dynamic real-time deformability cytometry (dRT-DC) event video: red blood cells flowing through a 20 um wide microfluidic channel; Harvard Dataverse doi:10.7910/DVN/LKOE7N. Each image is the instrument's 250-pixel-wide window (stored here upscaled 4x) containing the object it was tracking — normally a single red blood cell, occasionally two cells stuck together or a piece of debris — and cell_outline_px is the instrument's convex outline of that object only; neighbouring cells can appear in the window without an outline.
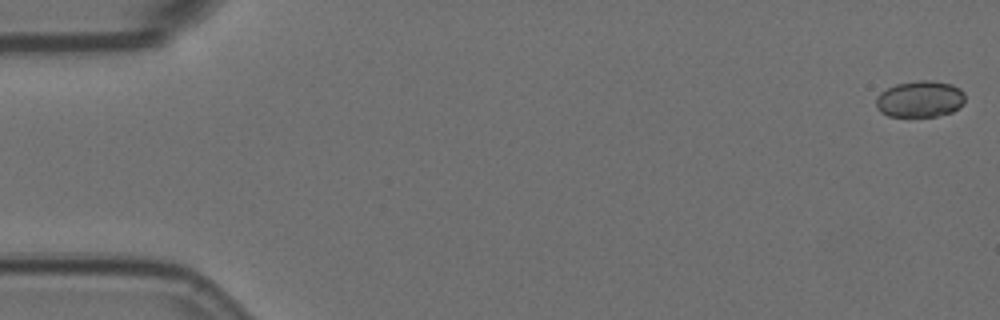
{"species": "Egyptian fruit bat (a non-hibernating species)", "species_latin": "Rousettus aegyptiacus", "temperature_condition": "room temperature", "stored_images_in_passage": 57, "camera_frame_rate_fps": 3000, "um_per_image_px": 0.085, "animal": {"sex": "female"}, "frame": {"image": 1, "passage_image": 1, "time_ms": 0.0, "image_size_px": [1000, 320], "cell_outline_px": [[964, 104], [960, 108], [952, 112], [936, 116], [888, 116], [880, 112], [876, 108], [876, 96], [880, 92], [896, 84], [920, 80], [932, 80], [952, 84], [960, 88], [964, 92]], "centroid_in_image_um": [78.21, 8.42], "position_along_channel_um": 6.8, "area_um2": 19.13}}
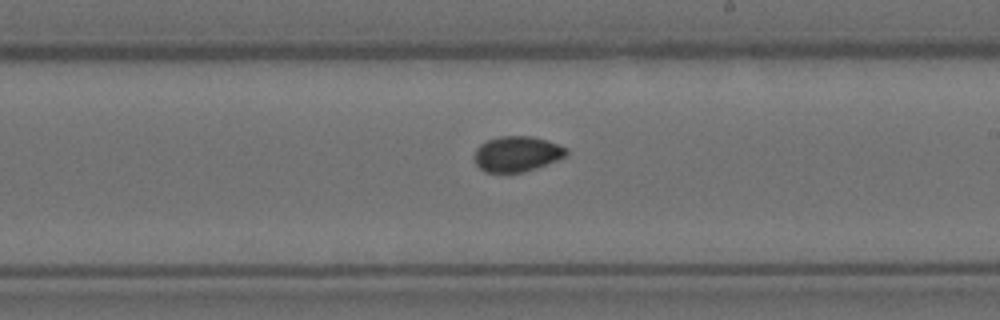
{"frame": {"image": 2, "passage_image": 33, "time_ms": 10.667, "image_size_px": [1000, 320], "cell_outline_px": [[568, 152], [564, 156], [556, 160], [536, 168], [524, 172], [484, 172], [476, 164], [476, 148], [480, 144], [488, 140], [500, 136], [532, 136], [568, 148]], "centroid_in_image_um": [43.93, 13.08], "position_along_channel_um": 245.1, "area_um2": 18.67}}
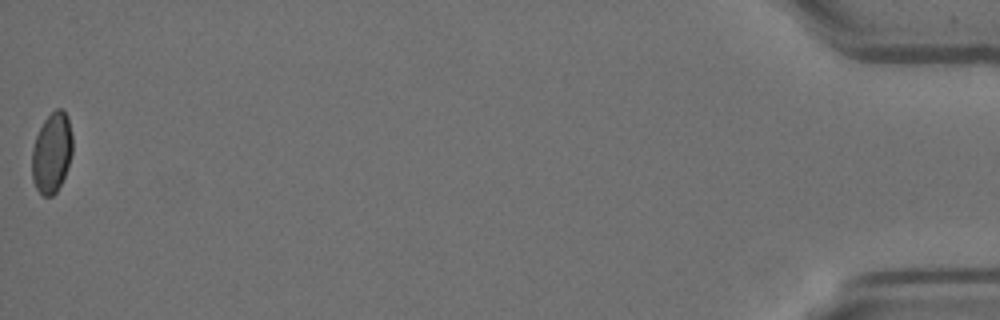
{"frame": {"image": 3, "passage_image": 57, "time_ms": 18.667, "image_size_px": [1000, 320], "cell_outline_px": [[72, 152], [64, 176], [56, 192], [52, 196], [44, 196], [36, 188], [32, 180], [32, 152], [36, 136], [44, 120], [56, 108], [60, 108], [68, 116], [72, 136]], "centroid_in_image_um": [4.4, 12.98], "position_along_channel_um": 430.8, "area_um2": 18.79}, "authors_computed_cell_mechanics": {"area_um2": 19.1896, "velocity_mm_per_s": 3.5753, "shape_relaxation_time_tau1_ms": 9.4647, "shape_relaxation_time_tau2_ms": null, "deformation_change_tau1": 0.1147, "deformation_change_tau2": null}}